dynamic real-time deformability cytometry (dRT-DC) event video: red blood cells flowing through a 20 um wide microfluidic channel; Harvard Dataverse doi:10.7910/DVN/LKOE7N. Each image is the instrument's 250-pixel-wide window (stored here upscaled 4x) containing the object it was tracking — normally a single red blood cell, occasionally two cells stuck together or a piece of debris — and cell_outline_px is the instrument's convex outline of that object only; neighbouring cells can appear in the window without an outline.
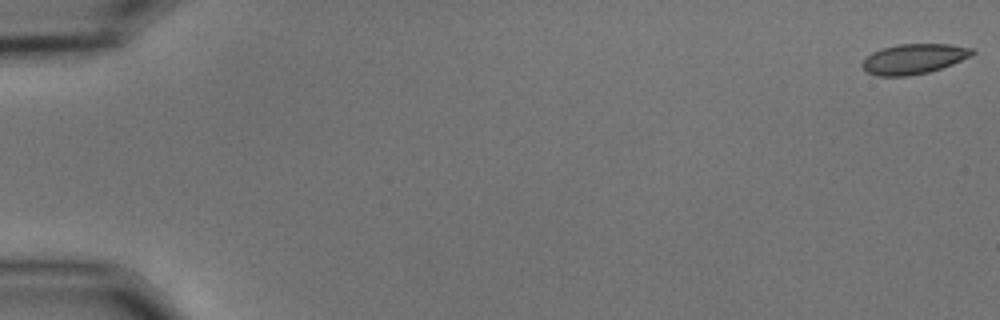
{"species": "common noctule bat (a hibernating species)", "species_latin": "Nyctalus noctula", "temperature_condition": "cold", "stored_images_in_passage": 26, "camera_frame_rate_fps": 3000, "um_per_image_px": 0.085, "animal": {"sex": "male", "body_mass_g": 15.6}, "frame": {"image": 1, "passage_image": 1, "time_ms": 0.0, "image_size_px": [1000, 320], "cell_outline_px": [[976, 52], [972, 56], [952, 64], [928, 72], [908, 76], [876, 76], [868, 72], [860, 64], [872, 52], [884, 48], [900, 44], [948, 44], [976, 48]], "centroid_in_image_um": [77.72, 5.0], "position_along_channel_um": 7.3, "area_um2": 19.25}}
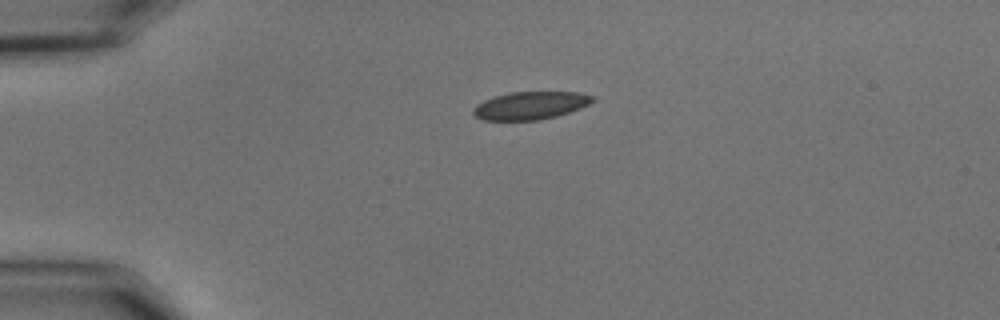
{"frame": {"image": 2, "passage_image": 14, "time_ms": 4.333, "image_size_px": [1000, 320], "cell_outline_px": [[596, 100], [580, 108], [556, 116], [540, 120], [484, 120], [476, 116], [472, 112], [472, 108], [476, 104], [484, 100], [508, 92], [580, 92], [596, 96]], "centroid_in_image_um": [45.1, 8.96], "position_along_channel_um": 39.9, "area_um2": 19.42}}